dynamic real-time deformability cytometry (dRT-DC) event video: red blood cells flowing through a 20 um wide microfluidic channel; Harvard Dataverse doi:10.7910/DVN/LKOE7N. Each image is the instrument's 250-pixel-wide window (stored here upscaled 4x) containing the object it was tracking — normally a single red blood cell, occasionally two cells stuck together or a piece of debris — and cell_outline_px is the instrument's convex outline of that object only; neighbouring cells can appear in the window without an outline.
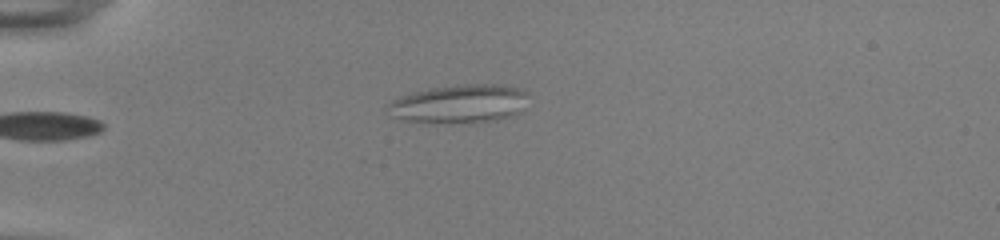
{"species": "common noctule bat (a hibernating species)", "species_latin": "Nyctalus noctula", "temperature_condition": "room temperature", "stored_images_in_passage": 41, "camera_frame_rate_fps": 3000, "um_per_image_px": 0.085, "animal": {"sex": "female", "body_mass_g": 22.0, "forearm_length_mm": 56.7}, "frame": {"image": 1, "passage_image": 1, "time_ms": 0.0, "image_size_px": [1000, 240], "cell_outline_px": [[528, 92], [520, 112], [512, 116], [496, 120], [452, 124], [400, 120], [392, 116], [388, 104], [392, 100], [400, 96], [428, 88], [468, 84], [500, 84], [520, 88]], "centroid_in_image_um": [39.05, 8.83], "position_along_channel_um": 45.9, "area_um2": 31.62}}
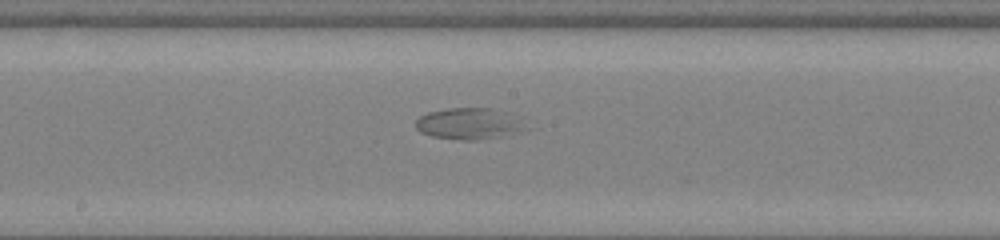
{"frame": {"image": 2, "passage_image": 17, "time_ms": 5.333, "image_size_px": [1000, 240], "cell_outline_px": [[516, 128], [500, 136], [476, 140], [464, 140], [432, 136], [420, 132], [416, 128], [416, 120], [420, 116], [428, 112], [448, 108], [492, 108], [504, 112]], "centroid_in_image_um": [39.52, 10.5], "position_along_channel_um": 208.7, "area_um2": 18.44}}
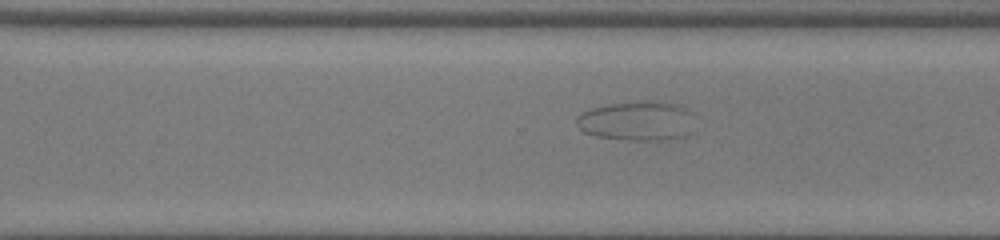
{"frame": {"image": 3, "passage_image": 26, "time_ms": 8.333, "image_size_px": [1000, 240], "cell_outline_px": [[692, 112], [688, 132], [684, 136], [664, 140], [628, 140], [596, 136], [584, 132], [576, 124], [576, 116], [580, 112], [592, 108], [608, 104], [636, 100], [656, 100], [676, 104]], "centroid_in_image_um": [54.08, 10.25], "position_along_channel_um": 316.5, "area_um2": 27.28}}